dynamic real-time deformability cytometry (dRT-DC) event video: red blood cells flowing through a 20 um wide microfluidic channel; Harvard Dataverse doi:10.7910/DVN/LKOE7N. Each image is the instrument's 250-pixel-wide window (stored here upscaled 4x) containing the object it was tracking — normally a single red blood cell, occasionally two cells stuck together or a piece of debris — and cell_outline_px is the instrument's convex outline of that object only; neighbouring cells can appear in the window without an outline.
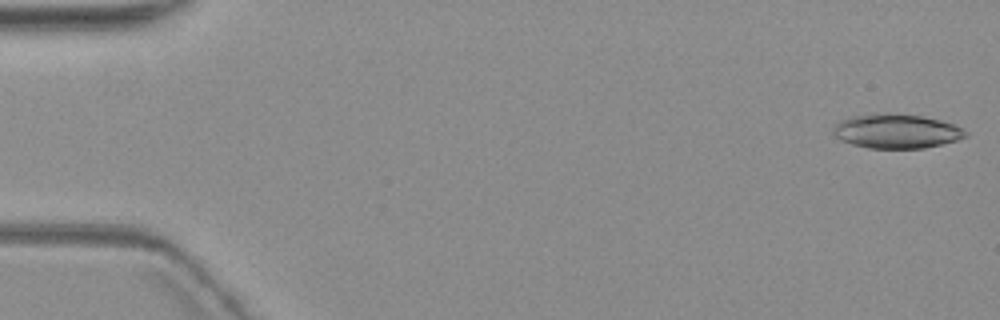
{"species": "common noctule bat (a hibernating species)", "species_latin": "Nyctalus noctula", "temperature_condition": "warm", "stored_images_in_passage": 7, "camera_frame_rate_fps": 3000, "um_per_image_px": 0.085, "animal": {"sex": "female", "body_mass_g": 19.3, "forearm_length_mm": 54.1}, "frame": {"image": 1, "passage_image": 1, "time_ms": 0.0, "image_size_px": [1000, 320], "cell_outline_px": [[968, 136], [956, 140], [924, 148], [868, 148], [852, 144], [840, 140], [832, 132], [832, 128], [840, 120], [852, 116], [876, 112], [888, 112], [924, 116], [940, 120], [952, 124], [968, 132]], "centroid_in_image_um": [76.16, 11.13], "position_along_channel_um": 8.8, "area_um2": 26.65}}
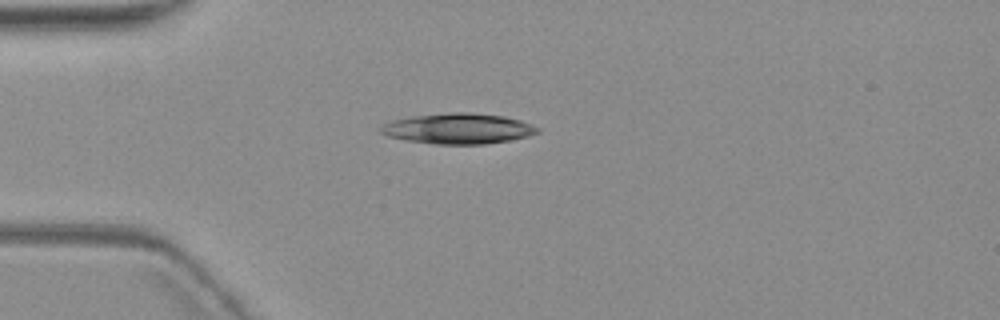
{"frame": {"image": 2, "passage_image": 5, "time_ms": 4.667, "image_size_px": [1000, 320], "cell_outline_px": [[540, 132], [528, 136], [512, 140], [484, 144], [436, 144], [408, 140], [388, 136], [380, 132], [380, 124], [388, 120], [412, 116], [448, 112], [472, 112], [504, 116], [520, 120], [532, 124], [540, 128]], "centroid_in_image_um": [38.94, 10.92], "position_along_channel_um": 46.1, "area_um2": 28.21}}
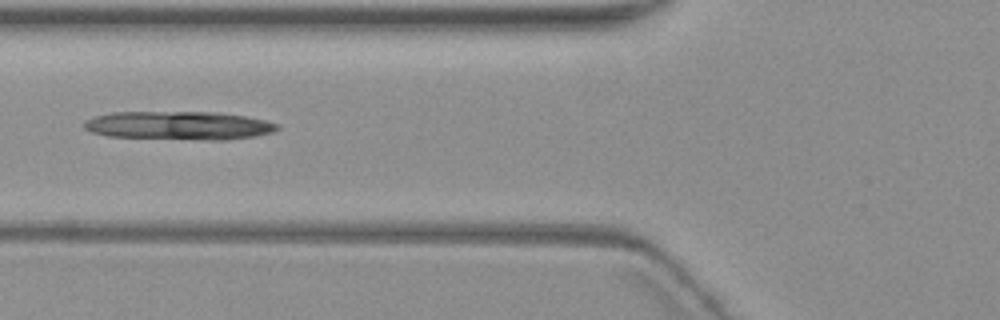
{"frame": {"image": 3, "passage_image": 7, "time_ms": 7.0, "image_size_px": [1000, 320], "cell_outline_px": [[280, 128], [272, 132], [256, 136], [224, 140], [208, 140], [108, 136], [92, 132], [84, 128], [84, 120], [96, 116], [112, 112], [216, 112], [244, 116], [264, 120], [280, 124]], "centroid_in_image_um": [15.22, 10.67], "position_along_channel_um": 110.6, "area_um2": 32.02}}